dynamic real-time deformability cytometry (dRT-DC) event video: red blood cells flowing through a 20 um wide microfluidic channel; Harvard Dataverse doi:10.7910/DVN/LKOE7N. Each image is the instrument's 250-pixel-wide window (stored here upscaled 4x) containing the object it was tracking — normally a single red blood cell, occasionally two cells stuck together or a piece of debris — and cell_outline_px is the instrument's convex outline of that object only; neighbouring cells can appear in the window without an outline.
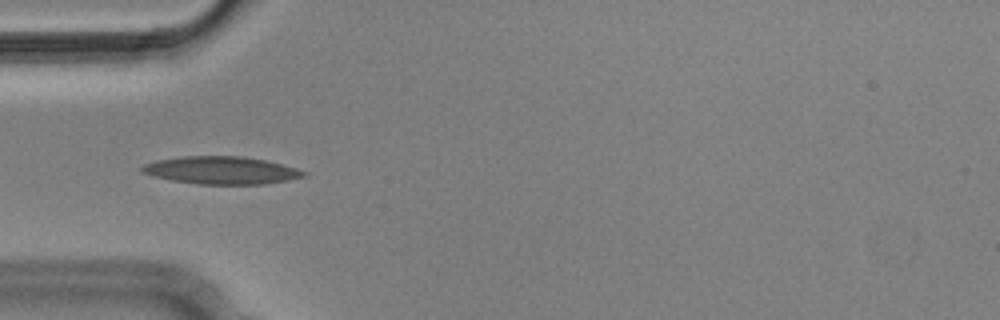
{"species": "Egyptian fruit bat (a non-hibernating species)", "species_latin": "Rousettus aegyptiacus", "temperature_condition": "cold", "stored_images_in_passage": 6, "camera_frame_rate_fps": 3000, "um_per_image_px": 0.085, "animal": {"sex": "male"}, "frame": {"image": 1, "passage_image": 5, "time_ms": 1.333, "image_size_px": [1000, 320], "cell_outline_px": [[308, 176], [288, 180], [264, 184], [196, 184], [172, 180], [152, 176], [140, 172], [140, 168], [144, 164], [156, 160], [184, 156], [244, 156], [264, 160], [296, 168], [308, 172]], "centroid_in_image_um": [18.8, 14.48], "position_along_channel_um": 66.2, "area_um2": 26.13}}